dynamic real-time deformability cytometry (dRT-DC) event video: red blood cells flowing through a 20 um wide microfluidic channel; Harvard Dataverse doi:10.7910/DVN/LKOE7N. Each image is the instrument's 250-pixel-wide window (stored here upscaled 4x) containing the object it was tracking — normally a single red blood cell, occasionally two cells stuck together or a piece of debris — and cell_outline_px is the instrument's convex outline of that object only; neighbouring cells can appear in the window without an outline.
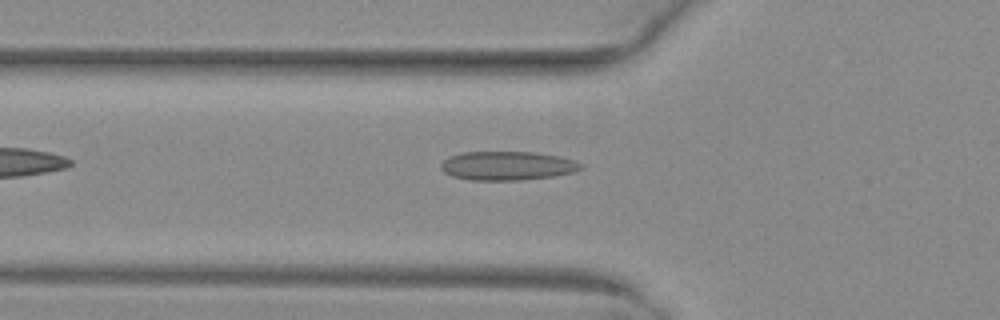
{"species": "common noctule bat (a hibernating species)", "species_latin": "Nyctalus noctula", "temperature_condition": "warm", "stored_images_in_passage": 35, "camera_frame_rate_fps": 3000, "um_per_image_px": 0.085, "animal": {"sex": "female", "body_mass_g": 29.2, "forearm_length_mm": 56.3}, "frame": {"image": 1, "passage_image": 2, "time_ms": 0.333, "image_size_px": [1000, 320], "cell_outline_px": [[584, 168], [576, 172], [552, 176], [520, 180], [472, 180], [452, 176], [444, 172], [440, 168], [440, 164], [448, 156], [464, 152], [532, 152], [560, 156], [576, 160], [584, 164]], "centroid_in_image_um": [43.16, 14.08], "position_along_channel_um": 82.6, "area_um2": 23.76}}
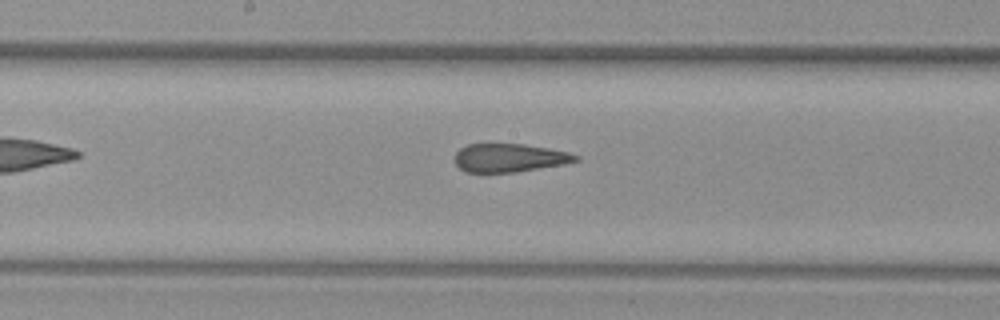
{"frame": {"image": 2, "passage_image": 11, "time_ms": 3.333, "image_size_px": [1000, 320], "cell_outline_px": [[580, 160], [564, 164], [516, 172], [464, 172], [452, 160], [456, 152], [460, 148], [468, 144], [524, 144], [548, 148], [568, 152], [580, 156]], "centroid_in_image_um": [43.28, 13.41], "position_along_channel_um": 204.9, "area_um2": 20.11}}
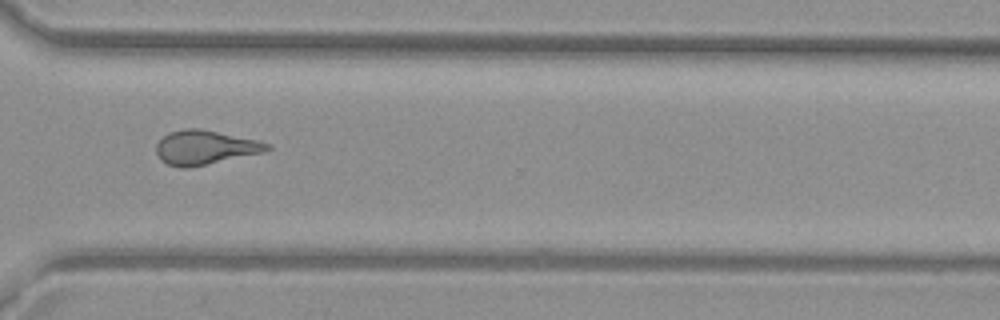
{"frame": {"image": 3, "passage_image": 22, "time_ms": 7.0, "image_size_px": [1000, 320], "cell_outline_px": [[272, 148], [264, 152], [188, 168], [180, 168], [168, 164], [160, 160], [156, 152], [156, 144], [168, 132], [184, 128], [200, 128], [260, 140], [272, 144]], "centroid_in_image_um": [17.44, 12.52], "position_along_channel_um": 353.2, "area_um2": 22.31}, "authors_computed_cell_mechanics": {"area_um2": 21.8484, "velocity_mm_per_s": 4.0493, "shape_relaxation_time_tau1_ms": null, "shape_relaxation_time_tau2_ms": 1.5641, "deformation_change_tau1": null, "deformation_change_tau2": 0.0957}}